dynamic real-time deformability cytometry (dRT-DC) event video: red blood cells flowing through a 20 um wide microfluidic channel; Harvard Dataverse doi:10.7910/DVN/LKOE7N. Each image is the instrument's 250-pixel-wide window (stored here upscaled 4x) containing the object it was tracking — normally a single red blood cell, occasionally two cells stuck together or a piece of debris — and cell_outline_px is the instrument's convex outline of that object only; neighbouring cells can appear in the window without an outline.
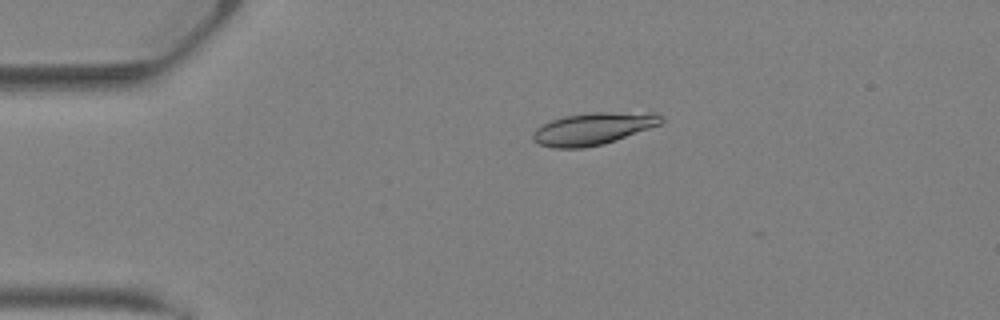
{"species": "Egyptian fruit bat (a non-hibernating species)", "species_latin": "Rousettus aegyptiacus", "temperature_condition": "warm", "stored_images_in_passage": 27, "camera_frame_rate_fps": 3000, "um_per_image_px": 0.085, "animal": {"sex": "female"}, "frame": {"image": 1, "passage_image": 2, "time_ms": 0.333, "image_size_px": [1000, 320], "cell_outline_px": [[664, 120], [660, 124], [616, 140], [604, 144], [584, 148], [552, 148], [540, 144], [532, 140], [532, 132], [536, 128], [552, 120], [564, 116], [592, 112], [656, 112]], "centroid_in_image_um": [50.41, 10.93], "position_along_channel_um": 34.6, "area_um2": 24.1}}
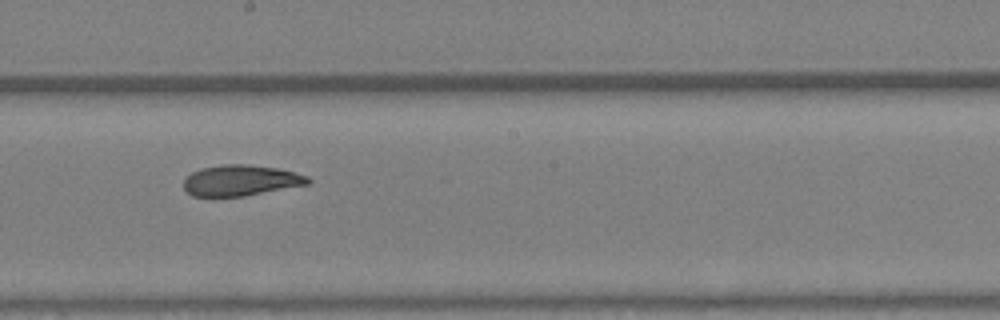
{"frame": {"image": 2, "passage_image": 15, "time_ms": 4.667, "image_size_px": [1000, 320], "cell_outline_px": [[312, 180], [308, 184], [244, 196], [192, 196], [184, 188], [184, 180], [192, 172], [200, 168], [224, 164], [248, 164], [276, 168], [308, 176]], "centroid_in_image_um": [20.45, 15.33], "position_along_channel_um": 227.7, "area_um2": 22.14}}
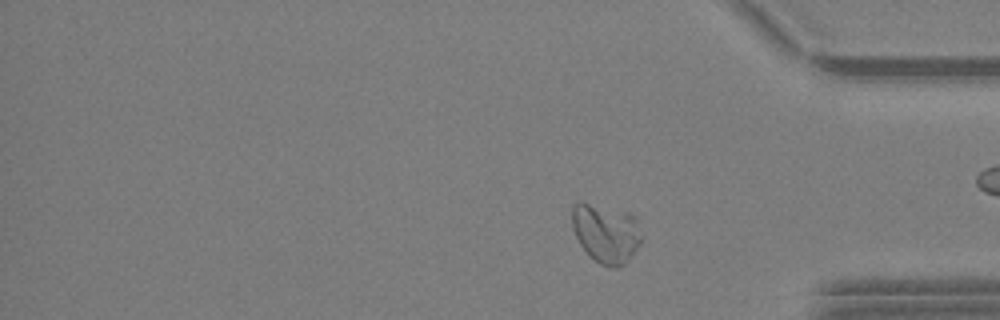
{"frame": {"image": 3, "passage_image": 27, "time_ms": 8.667, "image_size_px": [1000, 320], "cell_outline_px": [[644, 240], [628, 260], [624, 264], [612, 268], [600, 264], [588, 256], [580, 244], [572, 228], [572, 204], [580, 200], [632, 212], [636, 216], [644, 236]], "centroid_in_image_um": [51.54, 19.78], "position_along_channel_um": 383.7, "area_um2": 24.91}}